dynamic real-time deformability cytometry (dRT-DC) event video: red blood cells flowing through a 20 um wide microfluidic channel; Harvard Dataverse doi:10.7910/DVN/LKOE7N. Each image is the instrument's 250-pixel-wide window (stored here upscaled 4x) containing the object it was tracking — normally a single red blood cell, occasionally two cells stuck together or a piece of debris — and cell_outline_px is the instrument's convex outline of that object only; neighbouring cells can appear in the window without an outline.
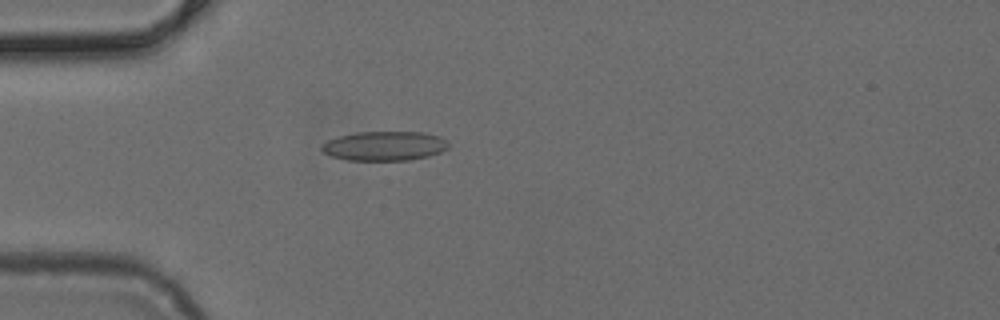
{"species": "common noctule bat (a hibernating species)", "species_latin": "Nyctalus noctula", "temperature_condition": "cold", "stored_images_in_passage": 43, "camera_frame_rate_fps": 3000, "um_per_image_px": 0.085, "animal": {"sex": "female", "body_mass_g": 24.6, "forearm_length_mm": 56.2}, "frame": {"image": 1, "passage_image": 14, "time_ms": 4.333, "image_size_px": [1000, 320], "cell_outline_px": [[448, 148], [440, 152], [428, 156], [408, 160], [348, 160], [332, 156], [324, 152], [320, 148], [328, 140], [340, 136], [356, 132], [424, 132], [440, 136], [448, 144]], "centroid_in_image_um": [32.69, 12.4], "position_along_channel_um": 52.3, "area_um2": 21.5}}
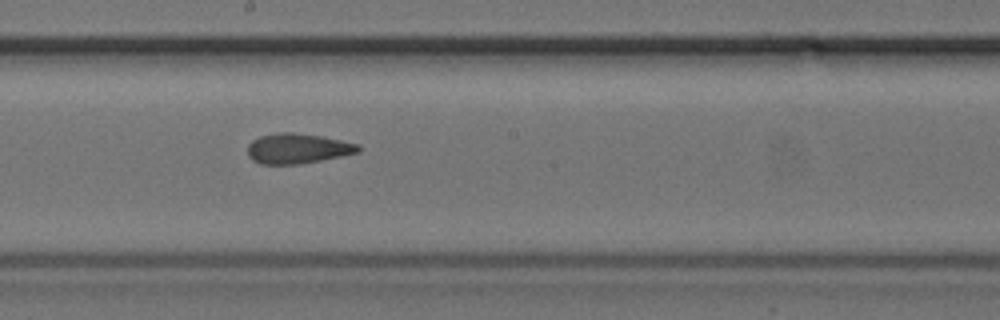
{"frame": {"image": 2, "passage_image": 27, "time_ms": 8.667, "image_size_px": [1000, 320], "cell_outline_px": [[360, 152], [300, 164], [260, 164], [252, 160], [248, 156], [248, 144], [252, 140], [260, 136], [280, 132], [292, 132], [324, 136], [360, 144]], "centroid_in_image_um": [25.3, 12.61], "position_along_channel_um": 222.9, "area_um2": 19.54}}
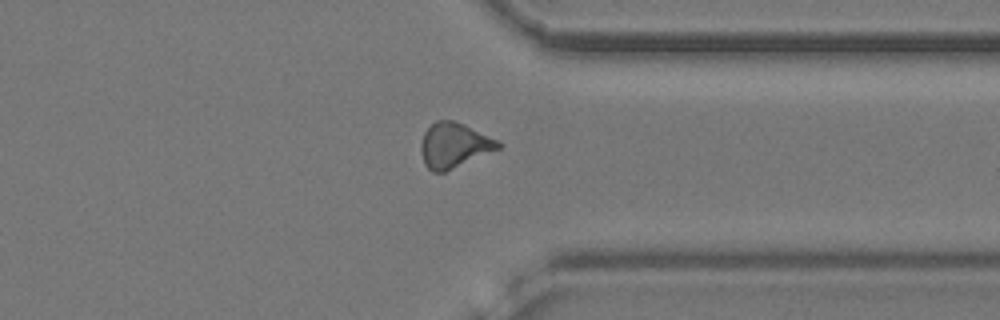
{"frame": {"image": 3, "passage_image": 38, "time_ms": 12.333, "image_size_px": [1000, 320], "cell_outline_px": [[504, 144], [500, 148], [444, 172], [432, 172], [424, 164], [420, 152], [420, 144], [424, 132], [436, 120], [456, 120], [500, 140]], "centroid_in_image_um": [38.6, 12.33], "position_along_channel_um": 372.8, "area_um2": 20.46}}